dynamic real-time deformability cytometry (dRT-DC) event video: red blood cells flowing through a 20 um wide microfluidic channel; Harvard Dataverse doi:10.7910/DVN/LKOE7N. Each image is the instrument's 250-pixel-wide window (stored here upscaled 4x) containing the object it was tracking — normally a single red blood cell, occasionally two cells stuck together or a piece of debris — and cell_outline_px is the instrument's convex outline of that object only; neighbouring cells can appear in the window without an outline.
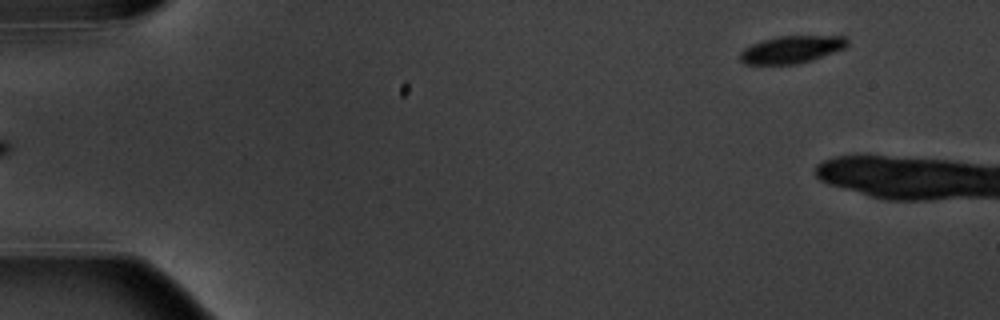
{"species": "common noctule bat (a hibernating species)", "species_latin": "Nyctalus noctula", "temperature_condition": "warm", "stored_images_in_passage": 6, "segment_of_instrument_passage": [2, 2], "camera_frame_rate_fps": 3000, "um_per_image_px": 0.085, "animal": {"sex": "male", "body_mass_g": 20.1, "forearm_length_mm": 53.5}, "frame": {"image": 1, "passage_image": 6, "time_ms": 6.0, "image_size_px": [1000, 320], "cell_outline_px": [[848, 44], [844, 48], [812, 60], [796, 64], [744, 64], [740, 60], [740, 52], [744, 48], [752, 44], [776, 36], [848, 36]], "centroid_in_image_um": [67.28, 4.2], "position_along_channel_um": 17.7, "area_um2": 17.05}}